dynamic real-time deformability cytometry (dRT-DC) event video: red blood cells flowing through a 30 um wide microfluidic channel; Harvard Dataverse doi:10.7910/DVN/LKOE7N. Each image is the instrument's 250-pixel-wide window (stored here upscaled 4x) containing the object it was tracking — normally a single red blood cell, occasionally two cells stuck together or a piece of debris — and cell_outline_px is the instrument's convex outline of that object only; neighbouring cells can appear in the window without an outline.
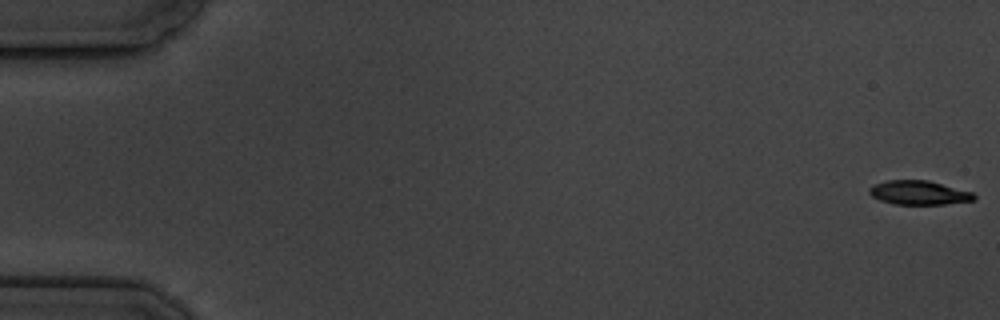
{"species": "common noctule bat (a hibernating species)", "species_latin": "Nyctalus noctula", "temperature_condition": "cold", "stored_images_in_passage": 7, "segment_of_instrument_passage": [2, 2], "camera_frame_rate_fps": 3000, "um_per_image_px": 0.085, "animal": {"sex": "male", "body_mass_g": 19.5, "forearm_length_mm": 54.6}, "frame": {"image": 1, "passage_image": 7, "time_ms": 7.667, "image_size_px": [1000, 320], "cell_outline_px": [[976, 200], [944, 204], [892, 204], [880, 200], [872, 196], [868, 192], [868, 188], [876, 184], [888, 180], [928, 180], [972, 192], [976, 196]], "centroid_in_image_um": [78.1, 16.38], "position_along_channel_um": 6.9, "area_um2": 14.62}}